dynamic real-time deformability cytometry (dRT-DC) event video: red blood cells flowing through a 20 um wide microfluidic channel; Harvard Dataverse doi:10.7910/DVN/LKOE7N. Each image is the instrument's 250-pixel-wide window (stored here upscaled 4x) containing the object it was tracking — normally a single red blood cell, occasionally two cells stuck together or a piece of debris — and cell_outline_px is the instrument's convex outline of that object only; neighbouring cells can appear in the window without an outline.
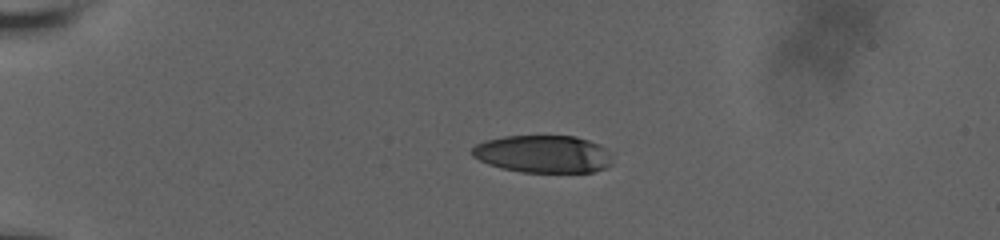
{"species": "human", "species_latin": "Homo sapiens", "temperature_condition": "room temperature", "stored_images_in_passage": 43, "camera_frame_rate_fps": 3000, "um_per_image_px": 0.085, "donor": {"sex": "male"}, "frame": {"image": 1, "passage_image": 1, "time_ms": 0.0, "image_size_px": [1000, 240], "cell_outline_px": [[612, 164], [608, 168], [592, 172], [520, 172], [500, 168], [488, 164], [472, 156], [468, 152], [476, 144], [484, 140], [504, 136], [576, 136], [600, 144], [608, 148]], "centroid_in_image_um": [46.16, 13.09], "position_along_channel_um": 38.8, "area_um2": 31.15}}
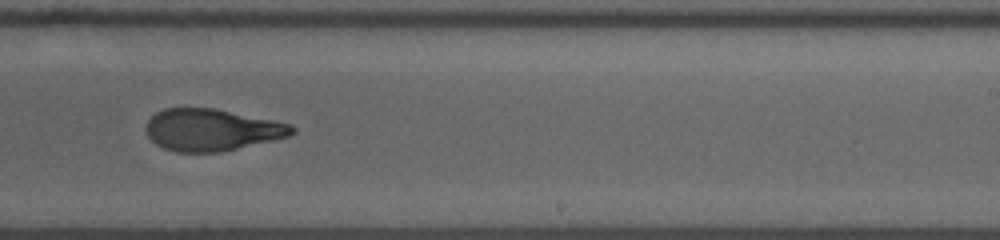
{"frame": {"image": 2, "passage_image": 24, "time_ms": 7.667, "image_size_px": [1000, 240], "cell_outline_px": [[296, 132], [288, 136], [272, 140], [220, 152], [176, 152], [164, 148], [156, 144], [148, 136], [148, 120], [156, 112], [164, 108], [216, 108], [292, 124], [296, 128]], "centroid_in_image_um": [18.02, 11.03], "position_along_channel_um": 271.0, "area_um2": 35.43}}
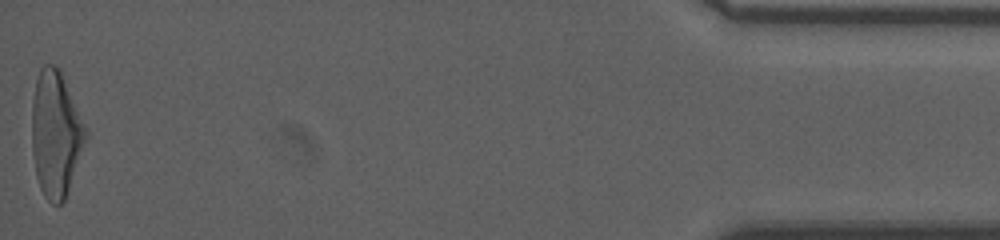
{"frame": {"image": 3, "passage_image": 43, "time_ms": 14.0, "image_size_px": [1000, 240], "cell_outline_px": [[88, 136], [64, 200], [60, 204], [52, 204], [44, 196], [40, 188], [36, 176], [32, 152], [32, 100], [36, 80], [40, 68], [44, 64], [56, 64], [60, 68], [88, 128]], "centroid_in_image_um": [4.75, 11.33], "position_along_channel_um": 430.5, "area_um2": 39.94}, "authors_computed_cell_mechanics": {"area_um2": 36.5874, "velocity_mm_per_s": 3.8432, "shape_relaxation_time_tau1_ms": 7.3044, "shape_relaxation_time_tau2_ms": 2.2774, "deformation_change_tau1": 0.2555, "deformation_change_tau2": 0.109}}